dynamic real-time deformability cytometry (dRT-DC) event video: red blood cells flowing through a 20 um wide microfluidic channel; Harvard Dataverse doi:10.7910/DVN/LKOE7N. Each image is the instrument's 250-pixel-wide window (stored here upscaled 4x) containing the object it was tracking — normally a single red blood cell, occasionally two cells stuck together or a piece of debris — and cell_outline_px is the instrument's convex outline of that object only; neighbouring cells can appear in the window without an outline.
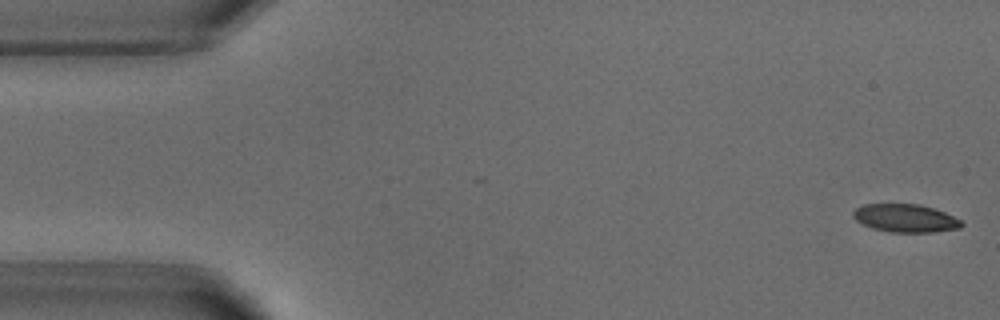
{"species": "common noctule bat (a hibernating species)", "species_latin": "Nyctalus noctula", "temperature_condition": "warm", "stored_images_in_passage": 52, "camera_frame_rate_fps": 3000, "um_per_image_px": 0.085, "animal": {"sex": "male", "body_mass_g": 18.8}, "frame": {"image": 1, "passage_image": 1, "time_ms": 0.0, "image_size_px": [1000, 320], "cell_outline_px": [[964, 224], [960, 228], [932, 232], [892, 232], [872, 228], [856, 220], [852, 216], [852, 212], [856, 208], [864, 204], [920, 204], [944, 212], [960, 220]], "centroid_in_image_um": [76.94, 18.54], "position_along_channel_um": 8.1, "area_um2": 17.57}}
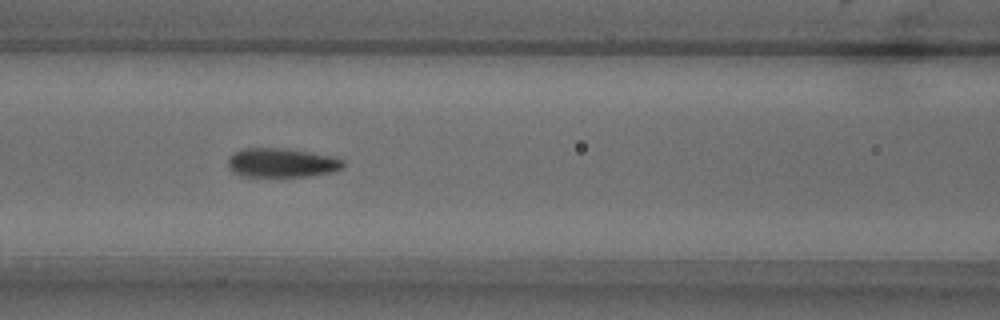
{"frame": {"image": 2, "passage_image": 21, "time_ms": 6.667, "image_size_px": [1000, 320], "cell_outline_px": [[344, 168], [336, 172], [308, 176], [240, 176], [232, 172], [228, 168], [228, 160], [236, 152], [244, 148], [288, 148], [332, 156], [344, 160]], "centroid_in_image_um": [23.99, 13.84], "position_along_channel_um": 142.6, "area_um2": 19.71}}
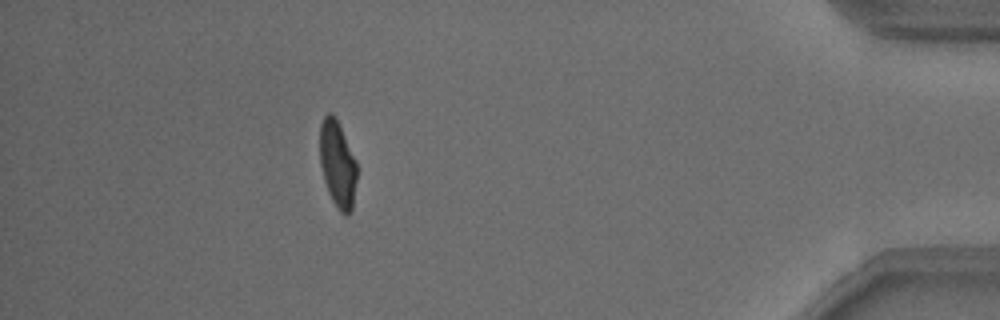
{"frame": {"image": 3, "passage_image": 46, "time_ms": 15.0, "image_size_px": [1000, 320], "cell_outline_px": [[356, 180], [352, 208], [348, 216], [344, 216], [336, 208], [328, 192], [324, 180], [320, 164], [320, 124], [324, 116], [328, 112], [332, 112], [356, 160]], "centroid_in_image_um": [28.68, 13.99], "position_along_channel_um": 406.5, "area_um2": 18.55}, "authors_computed_cell_mechanics": {"area_um2": 19.3341, "velocity_mm_per_s": 3.8394, "shape_relaxation_time_tau1_ms": 4.2544, "shape_relaxation_time_tau2_ms": 1.1105, "deformation_change_tau1": 0.1502, "deformation_change_tau2": 0.0634}}